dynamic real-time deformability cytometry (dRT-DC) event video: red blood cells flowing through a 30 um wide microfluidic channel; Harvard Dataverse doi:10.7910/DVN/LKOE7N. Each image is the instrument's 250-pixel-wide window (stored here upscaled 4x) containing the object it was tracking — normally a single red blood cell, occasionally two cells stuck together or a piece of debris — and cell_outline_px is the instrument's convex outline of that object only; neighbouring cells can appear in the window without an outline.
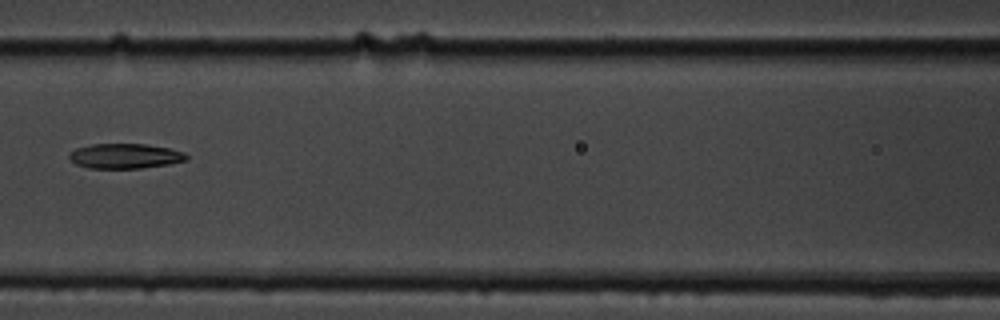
{"species": "common noctule bat (a hibernating species)", "species_latin": "Nyctalus noctula", "temperature_condition": "cold", "stored_images_in_passage": 8, "camera_frame_rate_fps": 3000, "um_per_image_px": 0.085, "animal": {"sex": "male", "body_mass_g": 19.5, "forearm_length_mm": 54.6}, "frame": {"image": 1, "passage_image": 8, "time_ms": 8.0, "image_size_px": [1000, 320], "cell_outline_px": [[188, 160], [168, 164], [140, 168], [88, 168], [76, 164], [68, 160], [68, 152], [76, 148], [92, 144], [144, 144], [168, 148], [184, 152], [188, 156]], "centroid_in_image_um": [10.58, 13.26], "position_along_channel_um": 156.0, "area_um2": 17.11}}